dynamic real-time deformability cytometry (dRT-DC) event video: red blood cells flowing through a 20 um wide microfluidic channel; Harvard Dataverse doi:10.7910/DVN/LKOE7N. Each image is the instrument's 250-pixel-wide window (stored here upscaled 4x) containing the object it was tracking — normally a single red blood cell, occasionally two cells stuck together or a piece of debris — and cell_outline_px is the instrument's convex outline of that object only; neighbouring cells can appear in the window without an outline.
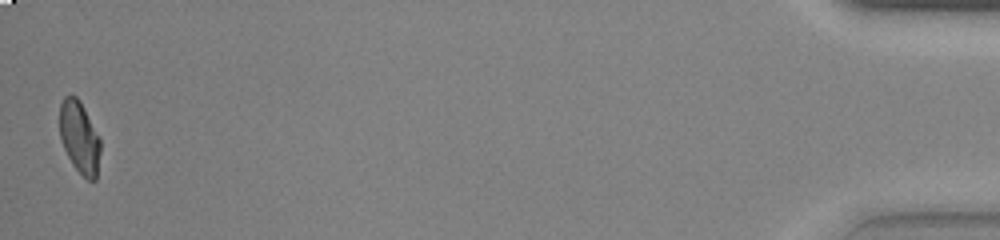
{"species": "common noctule bat (a hibernating species)", "species_latin": "Nyctalus noctula", "temperature_condition": "warm", "stored_images_in_passage": 40, "camera_frame_rate_fps": 3000, "um_per_image_px": 0.085, "animal": {"sex": "female", "body_mass_g": 23.0, "forearm_length_mm": 53.4}, "frame": {"image": 1, "passage_image": 40, "time_ms": 13.0, "image_size_px": [1000, 240], "cell_outline_px": [[100, 152], [96, 180], [88, 180], [72, 164], [60, 140], [60, 104], [64, 96], [76, 96], [80, 100], [100, 140]], "centroid_in_image_um": [6.74, 11.67], "position_along_channel_um": 428.5, "area_um2": 16.88}, "authors_computed_cell_mechanics": {"area_um2": 18.3515, "velocity_mm_per_s": 3.8527, "shape_relaxation_time_tau1_ms": 4.7733, "shape_relaxation_time_tau2_ms": 1.2562, "deformation_change_tau1": 0.2144, "deformation_change_tau2": 0.0609}}